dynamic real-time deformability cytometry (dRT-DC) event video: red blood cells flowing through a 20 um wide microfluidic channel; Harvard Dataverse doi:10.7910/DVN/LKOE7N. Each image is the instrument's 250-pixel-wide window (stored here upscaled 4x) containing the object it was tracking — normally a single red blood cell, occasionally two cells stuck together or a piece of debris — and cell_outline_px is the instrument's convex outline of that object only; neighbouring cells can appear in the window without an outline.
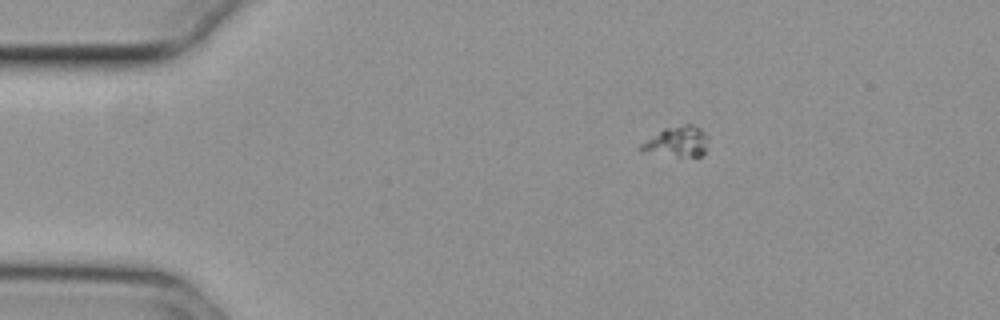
{"species": "common noctule bat (a hibernating species)", "species_latin": "Nyctalus noctula", "temperature_condition": "cold", "stored_images_in_passage": 41, "camera_frame_rate_fps": 3000, "um_per_image_px": 0.085, "animal": {"sex": "female", "body_mass_g": 29.2, "forearm_length_mm": 56.3}, "frame": {"image": 1, "passage_image": 1, "time_ms": 0.0, "image_size_px": [1000, 320], "cell_outline_px": [[708, 136], [704, 152], [700, 156], [676, 156], [640, 152], [640, 144], [664, 128], [684, 124], [692, 124], [700, 128]], "centroid_in_image_um": [57.53, 12.03], "position_along_channel_um": 27.5, "area_um2": 11.85}}
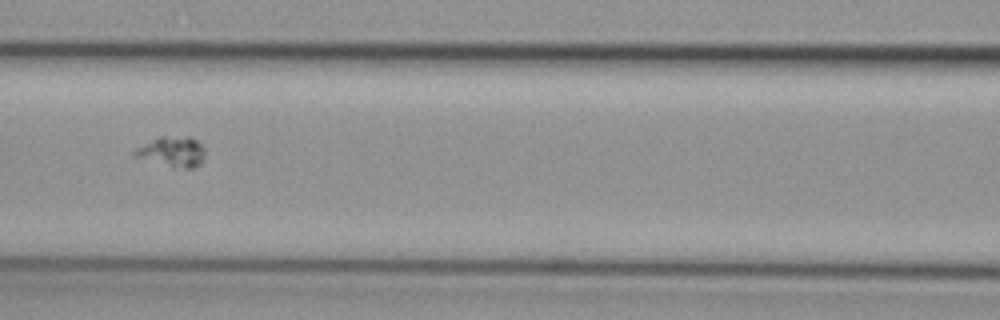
{"frame": {"image": 2, "passage_image": 16, "time_ms": 5.0, "image_size_px": [1000, 320], "cell_outline_px": [[204, 160], [196, 168], [172, 168], [132, 156], [132, 152], [136, 148], [160, 136], [188, 136], [196, 140], [204, 148]], "centroid_in_image_um": [14.63, 12.92], "position_along_channel_um": 152.0, "area_um2": 12.66}}
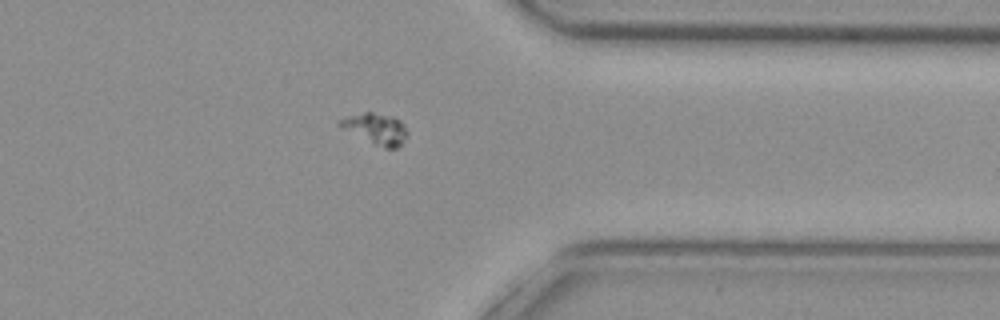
{"frame": {"image": 3, "passage_image": 35, "time_ms": 11.333, "image_size_px": [1000, 320], "cell_outline_px": [[408, 136], [396, 148], [384, 148], [372, 144], [336, 124], [340, 120], [348, 116], [364, 112], [372, 112], [392, 116], [400, 120], [404, 124], [408, 132]], "centroid_in_image_um": [31.98, 10.95], "position_along_channel_um": 379.4, "area_um2": 12.14}}